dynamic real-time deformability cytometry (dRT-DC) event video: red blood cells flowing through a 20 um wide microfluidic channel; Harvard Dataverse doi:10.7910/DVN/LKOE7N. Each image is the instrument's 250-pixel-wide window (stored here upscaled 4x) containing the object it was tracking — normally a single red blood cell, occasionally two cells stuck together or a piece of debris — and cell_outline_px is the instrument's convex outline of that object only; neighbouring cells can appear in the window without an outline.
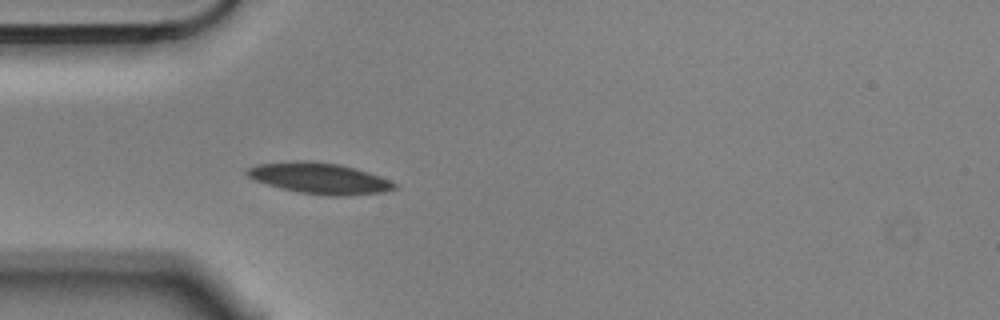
{"species": "Egyptian fruit bat (a non-hibernating species)", "species_latin": "Rousettus aegyptiacus", "temperature_condition": "cold", "stored_images_in_passage": 1, "camera_frame_rate_fps": 3000, "um_per_image_px": 0.085, "animal": {"sex": "male"}, "frame": {"image": 1, "passage_image": 1, "time_ms": 0.0, "image_size_px": [1000, 320], "cell_outline_px": [[396, 188], [384, 192], [348, 196], [328, 196], [300, 192], [280, 188], [256, 180], [248, 176], [244, 172], [248, 168], [260, 164], [296, 160], [308, 160], [340, 164], [368, 172], [380, 176], [396, 184]], "centroid_in_image_um": [27.17, 15.15], "position_along_channel_um": 57.8, "area_um2": 26.53}}